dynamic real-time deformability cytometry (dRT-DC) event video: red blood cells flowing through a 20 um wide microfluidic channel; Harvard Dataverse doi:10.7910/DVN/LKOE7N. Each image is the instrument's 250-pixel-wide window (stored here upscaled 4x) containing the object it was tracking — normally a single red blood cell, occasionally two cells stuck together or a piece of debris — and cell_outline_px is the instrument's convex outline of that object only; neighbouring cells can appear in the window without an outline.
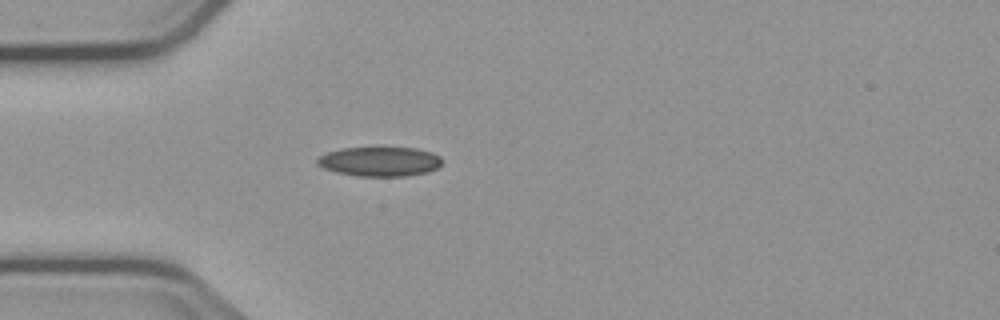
{"species": "common noctule bat (a hibernating species)", "species_latin": "Nyctalus noctula", "temperature_condition": "cold", "stored_images_in_passage": 2, "camera_frame_rate_fps": 3000, "um_per_image_px": 0.085, "animal": {"sex": "male", "body_mass_g": 23.1, "forearm_length_mm": 52.7}, "frame": {"image": 1, "passage_image": 2, "time_ms": 1.333, "image_size_px": [1000, 320], "cell_outline_px": [[444, 160], [436, 168], [428, 172], [404, 176], [356, 176], [336, 172], [324, 168], [316, 164], [316, 156], [328, 152], [344, 148], [416, 148], [432, 152], [440, 156]], "centroid_in_image_um": [32.26, 13.73], "position_along_channel_um": 52.7, "area_um2": 21.5}}